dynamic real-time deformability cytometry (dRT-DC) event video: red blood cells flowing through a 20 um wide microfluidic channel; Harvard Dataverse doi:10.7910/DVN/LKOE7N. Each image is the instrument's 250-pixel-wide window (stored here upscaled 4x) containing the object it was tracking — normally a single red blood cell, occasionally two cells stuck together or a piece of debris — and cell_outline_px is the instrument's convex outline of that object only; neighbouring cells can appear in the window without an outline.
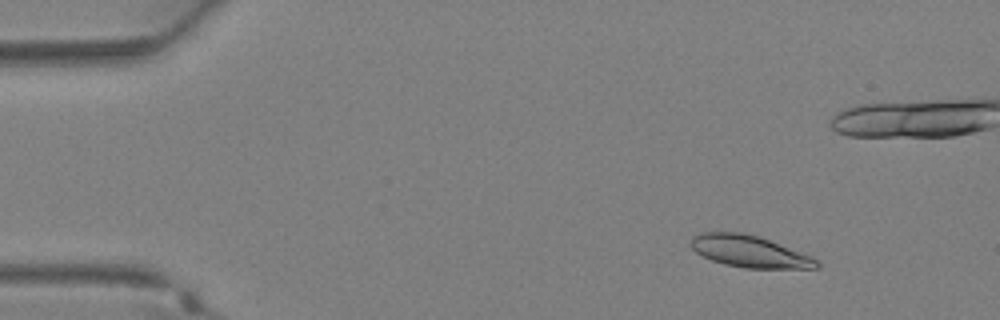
{"species": "Egyptian fruit bat (a non-hibernating species)", "species_latin": "Rousettus aegyptiacus", "temperature_condition": "warm", "stored_images_in_passage": 37, "camera_frame_rate_fps": 3000, "um_per_image_px": 0.085, "animal": {"sex": "female"}, "frame": {"image": 1, "passage_image": 4, "time_ms": 1.0, "image_size_px": [1000, 320], "cell_outline_px": [[820, 268], [744, 268], [724, 264], [712, 260], [696, 252], [688, 244], [692, 236], [700, 232], [744, 232], [760, 236], [812, 256], [820, 264]], "centroid_in_image_um": [63.69, 21.35], "position_along_channel_um": 21.3, "area_um2": 23.52}}
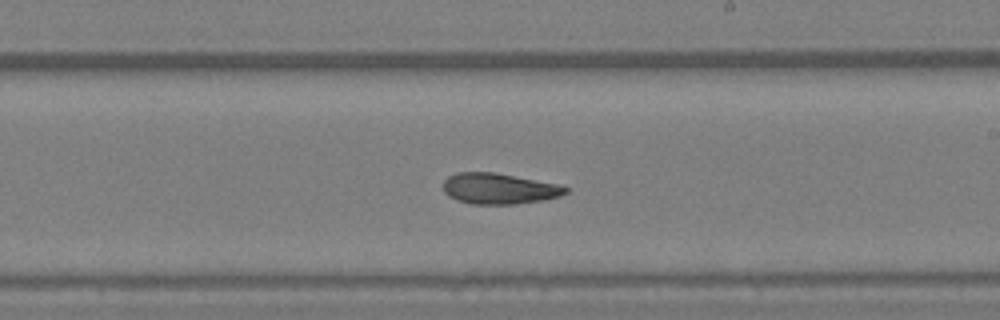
{"frame": {"image": 2, "passage_image": 21, "time_ms": 6.667, "image_size_px": [1000, 320], "cell_outline_px": [[568, 192], [560, 196], [544, 200], [516, 204], [472, 204], [456, 200], [448, 196], [444, 192], [444, 180], [448, 176], [456, 172], [492, 172], [560, 184], [568, 188]], "centroid_in_image_um": [42.42, 16.04], "position_along_channel_um": 246.6, "area_um2": 22.08}}
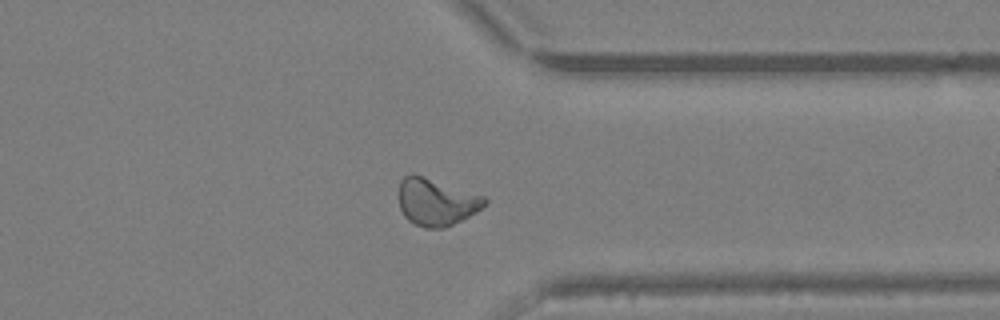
{"frame": {"image": 3, "passage_image": 28, "time_ms": 9.0, "image_size_px": [1000, 320], "cell_outline_px": [[488, 200], [476, 212], [444, 228], [424, 228], [408, 220], [404, 216], [400, 208], [400, 180], [404, 176], [412, 172], [484, 196]], "centroid_in_image_um": [37.06, 17.15], "position_along_channel_um": 374.3, "area_um2": 23.35}}